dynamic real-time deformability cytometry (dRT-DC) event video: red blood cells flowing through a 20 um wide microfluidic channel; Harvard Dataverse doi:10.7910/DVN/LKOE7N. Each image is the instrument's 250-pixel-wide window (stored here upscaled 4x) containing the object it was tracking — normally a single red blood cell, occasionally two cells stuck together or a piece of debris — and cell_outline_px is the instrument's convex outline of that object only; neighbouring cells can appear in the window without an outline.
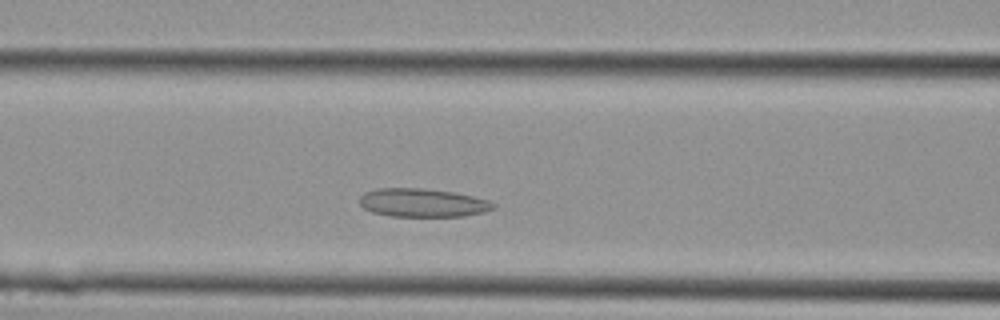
{"species": "Egyptian fruit bat (a non-hibernating species)", "species_latin": "Rousettus aegyptiacus", "temperature_condition": "cold", "stored_images_in_passage": 25, "camera_frame_rate_fps": 3000, "um_per_image_px": 0.085, "animal": {"sex": "female"}, "frame": {"image": 1, "passage_image": 7, "time_ms": 2.0, "image_size_px": [1000, 320], "cell_outline_px": [[496, 208], [484, 212], [464, 216], [388, 216], [372, 212], [364, 208], [360, 204], [360, 196], [364, 192], [376, 188], [424, 188], [452, 192], [472, 196], [488, 200], [496, 204]], "centroid_in_image_um": [35.91, 17.23], "position_along_channel_um": 130.7, "area_um2": 22.25}}
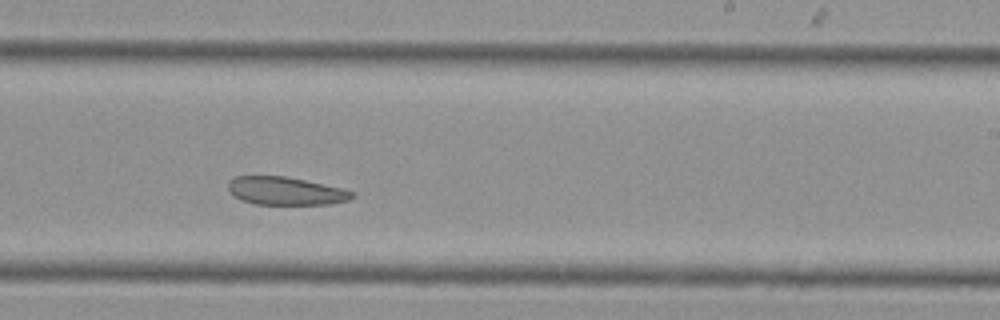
{"frame": {"image": 2, "passage_image": 13, "time_ms": 4.0, "image_size_px": [1000, 320], "cell_outline_px": [[356, 196], [348, 200], [328, 204], [256, 204], [240, 200], [232, 196], [228, 192], [228, 180], [236, 176], [284, 176], [304, 180], [340, 188], [352, 192]], "centroid_in_image_um": [24.2, 16.23], "position_along_channel_um": 264.8, "area_um2": 20.17}}
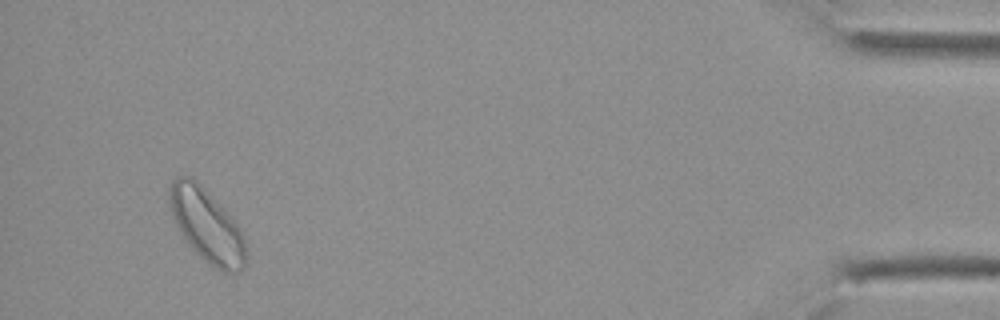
{"frame": {"image": 3, "passage_image": 23, "time_ms": 7.333, "image_size_px": [1000, 320], "cell_outline_px": [[244, 268], [240, 272], [228, 276], [220, 272], [208, 264], [192, 248], [180, 232], [172, 220], [168, 204], [168, 188], [172, 180], [176, 176], [192, 176], [224, 208], [240, 228], [244, 236]], "centroid_in_image_um": [17.54, 19.17], "position_along_channel_um": 417.7, "area_um2": 33.12}}